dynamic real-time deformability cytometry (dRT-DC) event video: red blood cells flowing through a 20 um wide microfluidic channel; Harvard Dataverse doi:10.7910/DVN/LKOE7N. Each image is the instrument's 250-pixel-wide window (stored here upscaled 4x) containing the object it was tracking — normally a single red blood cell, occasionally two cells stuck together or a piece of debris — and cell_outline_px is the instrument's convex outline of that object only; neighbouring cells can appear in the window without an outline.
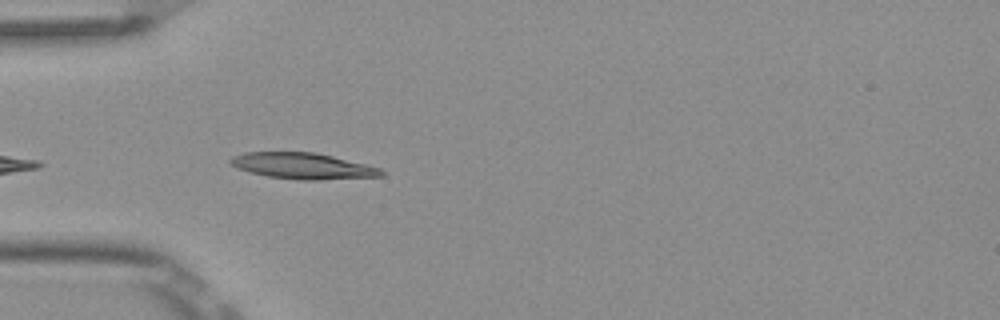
{"species": "Egyptian fruit bat (a non-hibernating species)", "species_latin": "Rousettus aegyptiacus", "temperature_condition": "room temperature", "stored_images_in_passage": 4, "camera_frame_rate_fps": 3000, "um_per_image_px": 0.085, "frame": {"image": 1, "passage_image": 4, "time_ms": 1.0, "image_size_px": [1000, 320], "cell_outline_px": [[384, 176], [320, 180], [300, 180], [268, 176], [252, 172], [240, 168], [232, 164], [228, 160], [232, 156], [244, 152], [316, 152], [380, 168], [384, 172]], "centroid_in_image_um": [25.76, 14.1], "position_along_channel_um": 59.2, "area_um2": 22.72}}